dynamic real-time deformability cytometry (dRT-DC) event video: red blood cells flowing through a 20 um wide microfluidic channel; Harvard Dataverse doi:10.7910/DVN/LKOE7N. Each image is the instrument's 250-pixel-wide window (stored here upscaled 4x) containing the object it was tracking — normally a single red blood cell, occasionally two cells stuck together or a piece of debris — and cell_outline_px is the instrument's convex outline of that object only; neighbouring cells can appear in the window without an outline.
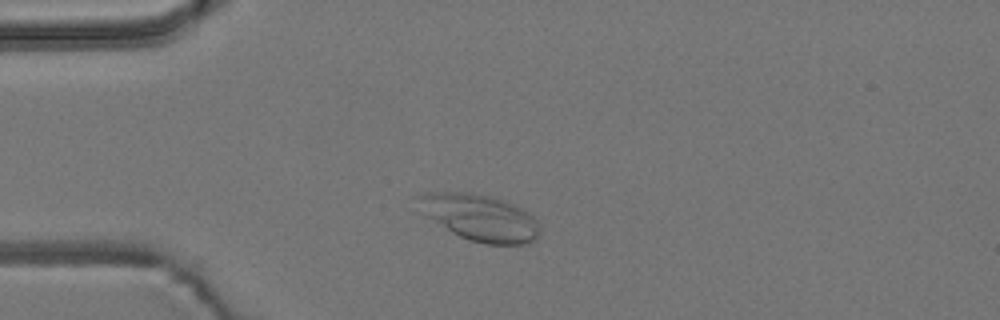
{"species": "common noctule bat (a hibernating species)", "species_latin": "Nyctalus noctula", "temperature_condition": "room temperature", "stored_images_in_passage": 6, "camera_frame_rate_fps": 3000, "um_per_image_px": 0.085, "animal": {"sex": "male", "body_mass_g": 19.2, "forearm_length_mm": 51.8}, "frame": {"image": 1, "passage_image": 1, "time_ms": 0.0, "image_size_px": [1000, 320], "cell_outline_px": [[540, 232], [532, 240], [524, 244], [484, 244], [468, 240], [452, 232], [424, 216], [420, 212], [412, 196], [428, 192], [472, 192], [492, 196], [516, 204], [524, 208], [540, 224]], "centroid_in_image_um": [40.73, 18.46], "position_along_channel_um": 44.3, "area_um2": 33.64}}
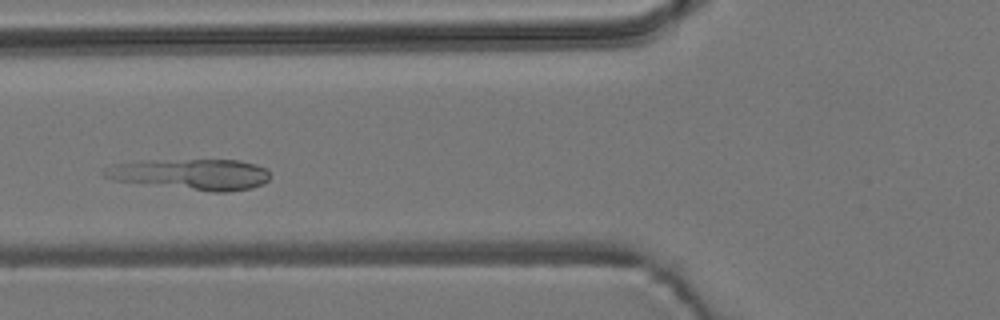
{"frame": {"image": 2, "passage_image": 3, "time_ms": 2.333, "image_size_px": [1000, 320], "cell_outline_px": [[272, 176], [264, 184], [252, 188], [228, 192], [212, 192], [112, 180], [104, 176], [100, 172], [104, 168], [112, 164], [144, 160], [240, 160], [256, 164], [264, 168]], "centroid_in_image_um": [16.24, 14.81], "position_along_channel_um": 109.6, "area_um2": 30.17}}
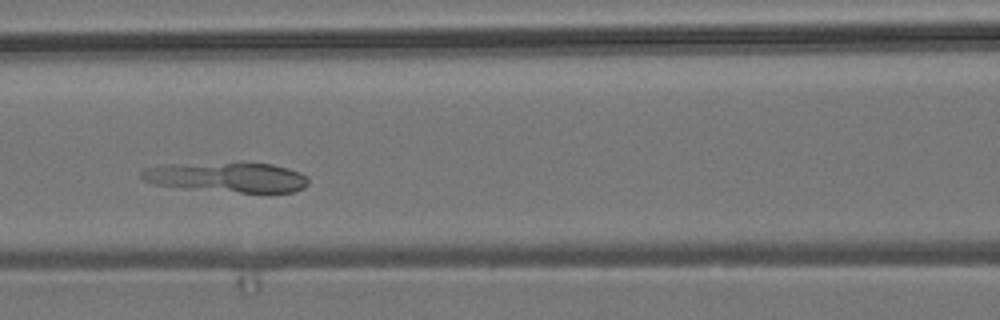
{"frame": {"image": 3, "passage_image": 4, "time_ms": 3.333, "image_size_px": [1000, 320], "cell_outline_px": [[308, 184], [304, 188], [292, 192], [240, 192], [188, 188], [152, 184], [144, 180], [140, 176], [140, 172], [144, 168], [160, 164], [240, 160], [272, 164], [288, 168], [300, 172], [308, 176]], "centroid_in_image_um": [19.28, 15.0], "position_along_channel_um": 147.3, "area_um2": 30.23}}